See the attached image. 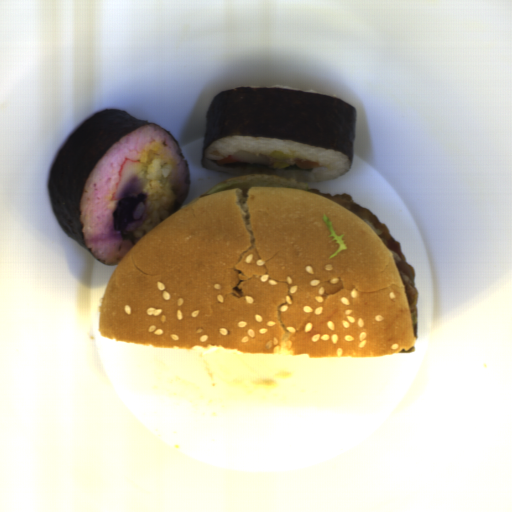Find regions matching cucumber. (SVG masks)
<instances>
[{"instance_id":"8b760119","label":"cucumber","mask_w":512,"mask_h":512,"mask_svg":"<svg viewBox=\"0 0 512 512\" xmlns=\"http://www.w3.org/2000/svg\"><path fill=\"white\" fill-rule=\"evenodd\" d=\"M120 237L125 241L129 240L131 244H134L137 240V236H133V230H127L126 227L121 229Z\"/></svg>"}]
</instances>
